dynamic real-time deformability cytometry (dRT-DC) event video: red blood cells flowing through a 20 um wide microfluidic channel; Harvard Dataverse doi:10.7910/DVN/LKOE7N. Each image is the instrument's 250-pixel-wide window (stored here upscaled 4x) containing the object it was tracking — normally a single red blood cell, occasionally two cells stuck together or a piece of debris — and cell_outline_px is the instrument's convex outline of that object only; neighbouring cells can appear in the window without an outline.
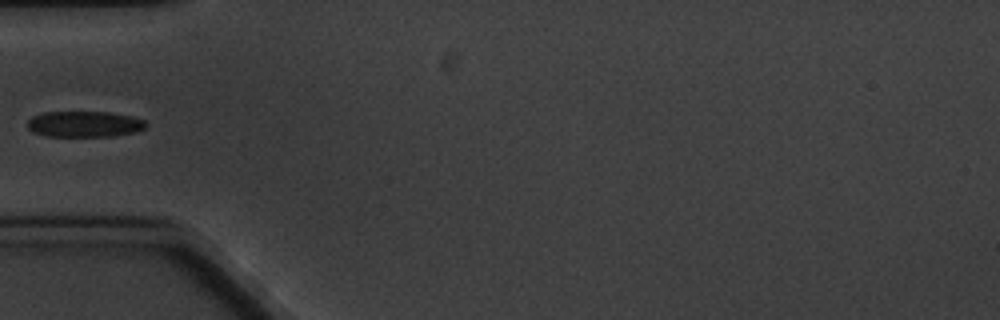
{"species": "common noctule bat (a hibernating species)", "species_latin": "Nyctalus noctula", "temperature_condition": "cold", "stored_images_in_passage": 6, "camera_frame_rate_fps": 3000, "um_per_image_px": 0.085, "animal": {"sex": "male", "body_mass_g": 20.1, "forearm_length_mm": 53.5}, "frame": {"image": 1, "passage_image": 6, "time_ms": 5.667, "image_size_px": [1000, 320], "cell_outline_px": [[148, 124], [144, 128], [136, 132], [112, 136], [44, 136], [32, 132], [28, 128], [28, 120], [32, 116], [44, 112], [108, 112], [132, 116], [144, 120]], "centroid_in_image_um": [7.17, 10.55], "position_along_channel_um": 77.8, "area_um2": 17.98}}